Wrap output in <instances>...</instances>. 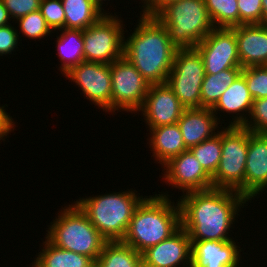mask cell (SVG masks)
I'll list each match as a JSON object with an SVG mask.
<instances>
[{"instance_id":"cell-34","label":"cell","mask_w":267,"mask_h":267,"mask_svg":"<svg viewBox=\"0 0 267 267\" xmlns=\"http://www.w3.org/2000/svg\"><path fill=\"white\" fill-rule=\"evenodd\" d=\"M20 38L17 32L16 26L12 23L6 26L0 27V57H8L11 54H14V51L18 49V43ZM13 52V53H12ZM3 56V57H2Z\"/></svg>"},{"instance_id":"cell-8","label":"cell","mask_w":267,"mask_h":267,"mask_svg":"<svg viewBox=\"0 0 267 267\" xmlns=\"http://www.w3.org/2000/svg\"><path fill=\"white\" fill-rule=\"evenodd\" d=\"M104 14L96 23L83 30L84 60L111 64L124 56L126 24L122 14Z\"/></svg>"},{"instance_id":"cell-33","label":"cell","mask_w":267,"mask_h":267,"mask_svg":"<svg viewBox=\"0 0 267 267\" xmlns=\"http://www.w3.org/2000/svg\"><path fill=\"white\" fill-rule=\"evenodd\" d=\"M240 25L261 24L262 0H237Z\"/></svg>"},{"instance_id":"cell-3","label":"cell","mask_w":267,"mask_h":267,"mask_svg":"<svg viewBox=\"0 0 267 267\" xmlns=\"http://www.w3.org/2000/svg\"><path fill=\"white\" fill-rule=\"evenodd\" d=\"M146 196L136 208L122 242L143 253L149 247L169 238L181 227L178 199L169 192ZM171 197V199H170ZM173 197V198H172Z\"/></svg>"},{"instance_id":"cell-16","label":"cell","mask_w":267,"mask_h":267,"mask_svg":"<svg viewBox=\"0 0 267 267\" xmlns=\"http://www.w3.org/2000/svg\"><path fill=\"white\" fill-rule=\"evenodd\" d=\"M192 243L180 227L169 238L142 253L143 267H191Z\"/></svg>"},{"instance_id":"cell-23","label":"cell","mask_w":267,"mask_h":267,"mask_svg":"<svg viewBox=\"0 0 267 267\" xmlns=\"http://www.w3.org/2000/svg\"><path fill=\"white\" fill-rule=\"evenodd\" d=\"M45 239V241H44ZM40 252L33 257L31 267H94L95 262L82 254L64 250L51 244L46 238ZM32 264V265H31Z\"/></svg>"},{"instance_id":"cell-20","label":"cell","mask_w":267,"mask_h":267,"mask_svg":"<svg viewBox=\"0 0 267 267\" xmlns=\"http://www.w3.org/2000/svg\"><path fill=\"white\" fill-rule=\"evenodd\" d=\"M177 124L188 149L214 137L223 128L210 108L185 109Z\"/></svg>"},{"instance_id":"cell-9","label":"cell","mask_w":267,"mask_h":267,"mask_svg":"<svg viewBox=\"0 0 267 267\" xmlns=\"http://www.w3.org/2000/svg\"><path fill=\"white\" fill-rule=\"evenodd\" d=\"M204 77V63L199 51L196 48H178L166 83L186 109L201 108Z\"/></svg>"},{"instance_id":"cell-6","label":"cell","mask_w":267,"mask_h":267,"mask_svg":"<svg viewBox=\"0 0 267 267\" xmlns=\"http://www.w3.org/2000/svg\"><path fill=\"white\" fill-rule=\"evenodd\" d=\"M168 30L177 48H195L215 27L205 0H179L164 7L155 16Z\"/></svg>"},{"instance_id":"cell-12","label":"cell","mask_w":267,"mask_h":267,"mask_svg":"<svg viewBox=\"0 0 267 267\" xmlns=\"http://www.w3.org/2000/svg\"><path fill=\"white\" fill-rule=\"evenodd\" d=\"M195 48L202 56L205 74L214 75L225 69L242 68L232 28L215 27Z\"/></svg>"},{"instance_id":"cell-36","label":"cell","mask_w":267,"mask_h":267,"mask_svg":"<svg viewBox=\"0 0 267 267\" xmlns=\"http://www.w3.org/2000/svg\"><path fill=\"white\" fill-rule=\"evenodd\" d=\"M6 107H8L7 104H2L0 107V144L2 141L5 143L6 139L9 138V134L11 135V132L13 133L16 130V123H18L14 122Z\"/></svg>"},{"instance_id":"cell-21","label":"cell","mask_w":267,"mask_h":267,"mask_svg":"<svg viewBox=\"0 0 267 267\" xmlns=\"http://www.w3.org/2000/svg\"><path fill=\"white\" fill-rule=\"evenodd\" d=\"M148 146L151 149L153 161L161 165L166 164L173 157L180 155L188 148L185 146L182 133L177 123L146 129Z\"/></svg>"},{"instance_id":"cell-32","label":"cell","mask_w":267,"mask_h":267,"mask_svg":"<svg viewBox=\"0 0 267 267\" xmlns=\"http://www.w3.org/2000/svg\"><path fill=\"white\" fill-rule=\"evenodd\" d=\"M242 127L254 133H267V98L253 101L250 115Z\"/></svg>"},{"instance_id":"cell-10","label":"cell","mask_w":267,"mask_h":267,"mask_svg":"<svg viewBox=\"0 0 267 267\" xmlns=\"http://www.w3.org/2000/svg\"><path fill=\"white\" fill-rule=\"evenodd\" d=\"M110 70L111 115L121 111H126L128 115L129 112L136 114L143 105L150 84L124 56L111 63Z\"/></svg>"},{"instance_id":"cell-22","label":"cell","mask_w":267,"mask_h":267,"mask_svg":"<svg viewBox=\"0 0 267 267\" xmlns=\"http://www.w3.org/2000/svg\"><path fill=\"white\" fill-rule=\"evenodd\" d=\"M55 32L57 34L55 51H57L56 55L59 57V62L61 63L59 64L60 67H58V70L62 75H65L71 68L85 61L83 30L62 28L53 31V34Z\"/></svg>"},{"instance_id":"cell-18","label":"cell","mask_w":267,"mask_h":267,"mask_svg":"<svg viewBox=\"0 0 267 267\" xmlns=\"http://www.w3.org/2000/svg\"><path fill=\"white\" fill-rule=\"evenodd\" d=\"M253 101L254 99L247 88L245 77L240 74L221 95L219 101L212 108V112L220 123L223 121L222 124L224 123V126L242 127L247 122L250 115ZM224 113L226 115H224ZM222 115L223 117L225 116L224 118L226 119L229 118L225 120L222 118ZM228 120V124L224 122Z\"/></svg>"},{"instance_id":"cell-1","label":"cell","mask_w":267,"mask_h":267,"mask_svg":"<svg viewBox=\"0 0 267 267\" xmlns=\"http://www.w3.org/2000/svg\"><path fill=\"white\" fill-rule=\"evenodd\" d=\"M178 202L181 227L191 241L236 239L231 232L235 222L239 223V212L249 204L236 191L216 188L185 193L178 197Z\"/></svg>"},{"instance_id":"cell-27","label":"cell","mask_w":267,"mask_h":267,"mask_svg":"<svg viewBox=\"0 0 267 267\" xmlns=\"http://www.w3.org/2000/svg\"><path fill=\"white\" fill-rule=\"evenodd\" d=\"M214 27L231 28L240 25L237 0H205Z\"/></svg>"},{"instance_id":"cell-5","label":"cell","mask_w":267,"mask_h":267,"mask_svg":"<svg viewBox=\"0 0 267 267\" xmlns=\"http://www.w3.org/2000/svg\"><path fill=\"white\" fill-rule=\"evenodd\" d=\"M67 204L47 225L44 237L56 247L85 255L95 262L107 240L75 202Z\"/></svg>"},{"instance_id":"cell-2","label":"cell","mask_w":267,"mask_h":267,"mask_svg":"<svg viewBox=\"0 0 267 267\" xmlns=\"http://www.w3.org/2000/svg\"><path fill=\"white\" fill-rule=\"evenodd\" d=\"M136 17L139 18L133 32L125 31L128 33L124 35V57L150 85L166 83L178 48L156 17L142 14Z\"/></svg>"},{"instance_id":"cell-28","label":"cell","mask_w":267,"mask_h":267,"mask_svg":"<svg viewBox=\"0 0 267 267\" xmlns=\"http://www.w3.org/2000/svg\"><path fill=\"white\" fill-rule=\"evenodd\" d=\"M189 150L212 177L218 168L222 154L221 130L214 137L189 148Z\"/></svg>"},{"instance_id":"cell-15","label":"cell","mask_w":267,"mask_h":267,"mask_svg":"<svg viewBox=\"0 0 267 267\" xmlns=\"http://www.w3.org/2000/svg\"><path fill=\"white\" fill-rule=\"evenodd\" d=\"M267 133L248 130V152L244 176V197L251 203L267 192Z\"/></svg>"},{"instance_id":"cell-11","label":"cell","mask_w":267,"mask_h":267,"mask_svg":"<svg viewBox=\"0 0 267 267\" xmlns=\"http://www.w3.org/2000/svg\"><path fill=\"white\" fill-rule=\"evenodd\" d=\"M65 78L81 89L80 95L103 112L111 113L112 79L110 64L81 62L71 68Z\"/></svg>"},{"instance_id":"cell-37","label":"cell","mask_w":267,"mask_h":267,"mask_svg":"<svg viewBox=\"0 0 267 267\" xmlns=\"http://www.w3.org/2000/svg\"><path fill=\"white\" fill-rule=\"evenodd\" d=\"M179 0H153L140 14L155 17L168 4Z\"/></svg>"},{"instance_id":"cell-14","label":"cell","mask_w":267,"mask_h":267,"mask_svg":"<svg viewBox=\"0 0 267 267\" xmlns=\"http://www.w3.org/2000/svg\"><path fill=\"white\" fill-rule=\"evenodd\" d=\"M185 109L167 83L152 84L133 117L141 112L146 128H155L177 123Z\"/></svg>"},{"instance_id":"cell-39","label":"cell","mask_w":267,"mask_h":267,"mask_svg":"<svg viewBox=\"0 0 267 267\" xmlns=\"http://www.w3.org/2000/svg\"><path fill=\"white\" fill-rule=\"evenodd\" d=\"M261 24L267 25V0H262Z\"/></svg>"},{"instance_id":"cell-38","label":"cell","mask_w":267,"mask_h":267,"mask_svg":"<svg viewBox=\"0 0 267 267\" xmlns=\"http://www.w3.org/2000/svg\"><path fill=\"white\" fill-rule=\"evenodd\" d=\"M11 21L12 19L10 18L8 11L4 6L3 1L0 0V27L13 23Z\"/></svg>"},{"instance_id":"cell-13","label":"cell","mask_w":267,"mask_h":267,"mask_svg":"<svg viewBox=\"0 0 267 267\" xmlns=\"http://www.w3.org/2000/svg\"><path fill=\"white\" fill-rule=\"evenodd\" d=\"M162 182L178 189L181 195L191 191L213 188L212 177L203 169L197 158L187 149L161 167Z\"/></svg>"},{"instance_id":"cell-4","label":"cell","mask_w":267,"mask_h":267,"mask_svg":"<svg viewBox=\"0 0 267 267\" xmlns=\"http://www.w3.org/2000/svg\"><path fill=\"white\" fill-rule=\"evenodd\" d=\"M138 192L130 188L103 195L83 196L74 202L107 241H122L136 208L147 196H140Z\"/></svg>"},{"instance_id":"cell-19","label":"cell","mask_w":267,"mask_h":267,"mask_svg":"<svg viewBox=\"0 0 267 267\" xmlns=\"http://www.w3.org/2000/svg\"><path fill=\"white\" fill-rule=\"evenodd\" d=\"M231 28L235 31L241 67L267 65V25L242 24Z\"/></svg>"},{"instance_id":"cell-26","label":"cell","mask_w":267,"mask_h":267,"mask_svg":"<svg viewBox=\"0 0 267 267\" xmlns=\"http://www.w3.org/2000/svg\"><path fill=\"white\" fill-rule=\"evenodd\" d=\"M241 72L242 68H229L214 75L205 74L201 86V108L212 109Z\"/></svg>"},{"instance_id":"cell-29","label":"cell","mask_w":267,"mask_h":267,"mask_svg":"<svg viewBox=\"0 0 267 267\" xmlns=\"http://www.w3.org/2000/svg\"><path fill=\"white\" fill-rule=\"evenodd\" d=\"M17 27V32L19 34L20 42L23 40L22 36L24 38H28L29 40L32 39L34 41L36 40H42L47 38L48 36L52 38L54 36L52 33L53 31L51 28L47 25L44 17L42 16L40 10L31 12L19 19H17L14 23ZM19 28V29H18ZM19 30V31H18ZM21 32V33H20ZM22 34V35H20Z\"/></svg>"},{"instance_id":"cell-35","label":"cell","mask_w":267,"mask_h":267,"mask_svg":"<svg viewBox=\"0 0 267 267\" xmlns=\"http://www.w3.org/2000/svg\"><path fill=\"white\" fill-rule=\"evenodd\" d=\"M12 22L39 10L41 0H2Z\"/></svg>"},{"instance_id":"cell-30","label":"cell","mask_w":267,"mask_h":267,"mask_svg":"<svg viewBox=\"0 0 267 267\" xmlns=\"http://www.w3.org/2000/svg\"><path fill=\"white\" fill-rule=\"evenodd\" d=\"M241 74L254 100L267 98V65L242 68Z\"/></svg>"},{"instance_id":"cell-41","label":"cell","mask_w":267,"mask_h":267,"mask_svg":"<svg viewBox=\"0 0 267 267\" xmlns=\"http://www.w3.org/2000/svg\"><path fill=\"white\" fill-rule=\"evenodd\" d=\"M139 1V0H138ZM141 2H139V4H141V8H140V12H142L153 0H140Z\"/></svg>"},{"instance_id":"cell-25","label":"cell","mask_w":267,"mask_h":267,"mask_svg":"<svg viewBox=\"0 0 267 267\" xmlns=\"http://www.w3.org/2000/svg\"><path fill=\"white\" fill-rule=\"evenodd\" d=\"M94 267H143L142 254L122 241H107Z\"/></svg>"},{"instance_id":"cell-17","label":"cell","mask_w":267,"mask_h":267,"mask_svg":"<svg viewBox=\"0 0 267 267\" xmlns=\"http://www.w3.org/2000/svg\"><path fill=\"white\" fill-rule=\"evenodd\" d=\"M191 243V267H245L242 264L245 258L241 255V252H244L243 247L240 248L241 245L235 242V239L191 241Z\"/></svg>"},{"instance_id":"cell-40","label":"cell","mask_w":267,"mask_h":267,"mask_svg":"<svg viewBox=\"0 0 267 267\" xmlns=\"http://www.w3.org/2000/svg\"><path fill=\"white\" fill-rule=\"evenodd\" d=\"M105 14H110L111 13V11H108L109 9H107V10H104V6H106V5H108L107 3H108V1H110V0H92ZM106 2V4H105V2ZM105 4V5H104Z\"/></svg>"},{"instance_id":"cell-24","label":"cell","mask_w":267,"mask_h":267,"mask_svg":"<svg viewBox=\"0 0 267 267\" xmlns=\"http://www.w3.org/2000/svg\"><path fill=\"white\" fill-rule=\"evenodd\" d=\"M65 12V28L85 30L105 13L92 0H61Z\"/></svg>"},{"instance_id":"cell-7","label":"cell","mask_w":267,"mask_h":267,"mask_svg":"<svg viewBox=\"0 0 267 267\" xmlns=\"http://www.w3.org/2000/svg\"><path fill=\"white\" fill-rule=\"evenodd\" d=\"M221 145L220 162L212 176L213 188L233 190L244 196L248 129L223 126L221 129Z\"/></svg>"},{"instance_id":"cell-31","label":"cell","mask_w":267,"mask_h":267,"mask_svg":"<svg viewBox=\"0 0 267 267\" xmlns=\"http://www.w3.org/2000/svg\"><path fill=\"white\" fill-rule=\"evenodd\" d=\"M39 10L52 31L65 28V12L61 0H41Z\"/></svg>"}]
</instances>
